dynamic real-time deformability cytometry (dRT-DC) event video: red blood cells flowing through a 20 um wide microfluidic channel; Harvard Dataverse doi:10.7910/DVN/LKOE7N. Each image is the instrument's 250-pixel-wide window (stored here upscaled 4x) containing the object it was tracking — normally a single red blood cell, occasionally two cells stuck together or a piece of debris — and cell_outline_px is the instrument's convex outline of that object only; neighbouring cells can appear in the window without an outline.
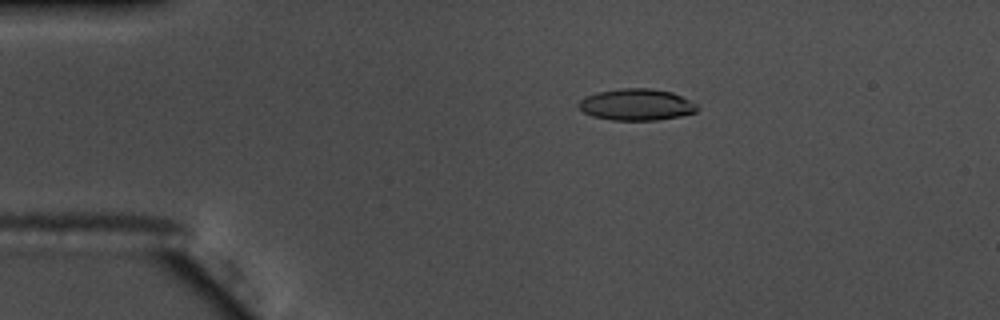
{"species": "common noctule bat (a hibernating species)", "species_latin": "Nyctalus noctula", "temperature_condition": "warm", "stored_images_in_passage": 46, "camera_frame_rate_fps": 3000, "um_per_image_px": 0.085, "animal": {"sex": "male", "body_mass_g": 17.5, "forearm_length_mm": 52.3}, "frame": {"image": 1, "passage_image": 2, "time_ms": 0.333, "image_size_px": [1000, 320], "cell_outline_px": [[700, 108], [696, 112], [680, 116], [656, 120], [612, 120], [592, 116], [584, 112], [576, 104], [584, 96], [596, 92], [620, 88], [648, 88], [672, 92], [696, 104]], "centroid_in_image_um": [54.07, 8.89], "position_along_channel_um": 30.9, "area_um2": 21.85}}
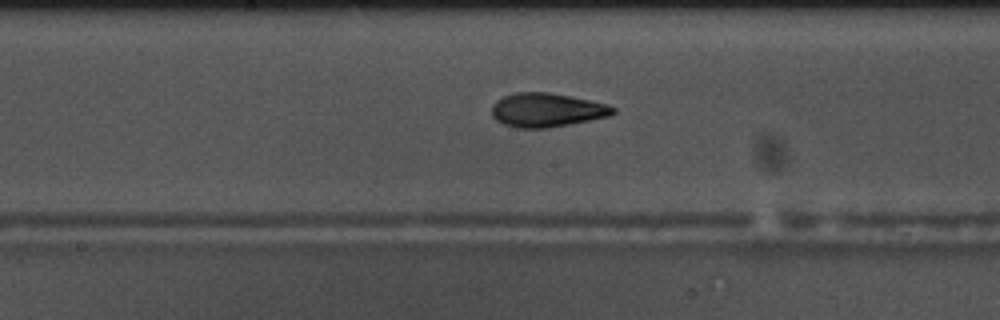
{"frame": {"image": 2, "passage_image": 20, "time_ms": 6.333, "image_size_px": [1000, 320], "cell_outline_px": [[616, 112], [608, 116], [548, 128], [516, 128], [504, 124], [496, 120], [492, 116], [492, 104], [496, 100], [504, 96], [516, 92], [548, 92], [608, 104], [616, 108]], "centroid_in_image_um": [46.44, 9.35], "position_along_channel_um": 201.8, "area_um2": 23.81}}
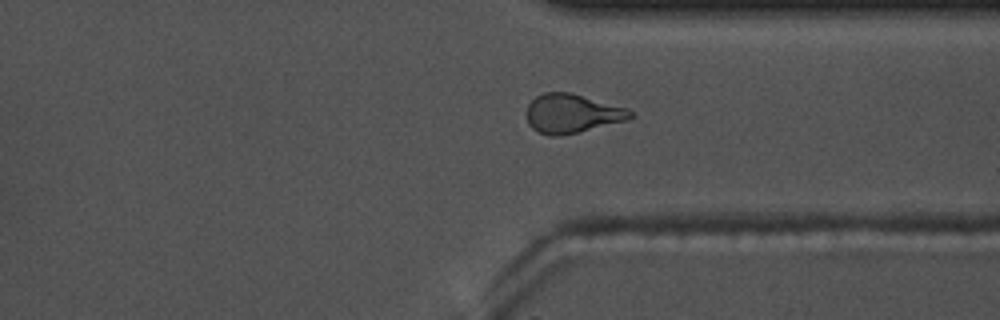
{"frame": {"image": 3, "passage_image": 33, "time_ms": 10.667, "image_size_px": [1000, 320], "cell_outline_px": [[632, 116], [628, 120], [560, 136], [552, 136], [540, 132], [532, 128], [528, 124], [528, 104], [536, 96], [544, 92], [568, 92], [628, 108], [632, 112]], "centroid_in_image_um": [48.62, 9.65], "position_along_channel_um": 362.8, "area_um2": 23.24}, "authors_computed_cell_mechanics": {"area_um2": 22.9755, "velocity_mm_per_s": 3.7138, "shape_relaxation_time_tau1_ms": 10.078, "shape_relaxation_time_tau2_ms": 2.2411, "deformation_change_tau1": 0.2809, "deformation_change_tau2": 0.0963}}